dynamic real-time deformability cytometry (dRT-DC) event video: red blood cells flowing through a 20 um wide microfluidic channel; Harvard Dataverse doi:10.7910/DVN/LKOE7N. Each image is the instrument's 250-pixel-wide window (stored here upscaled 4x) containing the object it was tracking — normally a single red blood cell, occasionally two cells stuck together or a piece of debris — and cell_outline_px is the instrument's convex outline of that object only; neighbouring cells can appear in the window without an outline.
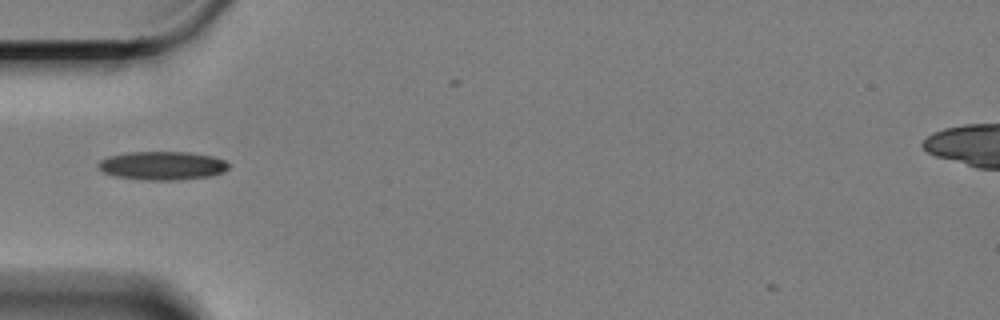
{"species": "Egyptian fruit bat (a non-hibernating species)", "species_latin": "Rousettus aegyptiacus", "temperature_condition": "cold", "stored_images_in_passage": 42, "camera_frame_rate_fps": 3000, "um_per_image_px": 0.085, "animal": {"sex": "female"}, "frame": {"image": 1, "passage_image": 2, "time_ms": 0.333, "image_size_px": [1000, 320], "cell_outline_px": [[228, 168], [224, 172], [212, 176], [180, 180], [140, 180], [116, 176], [104, 172], [96, 168], [96, 164], [100, 160], [108, 156], [128, 152], [188, 152], [212, 156], [224, 160], [228, 164]], "centroid_in_image_um": [13.77, 14.08], "position_along_channel_um": 71.2, "area_um2": 21.91}}
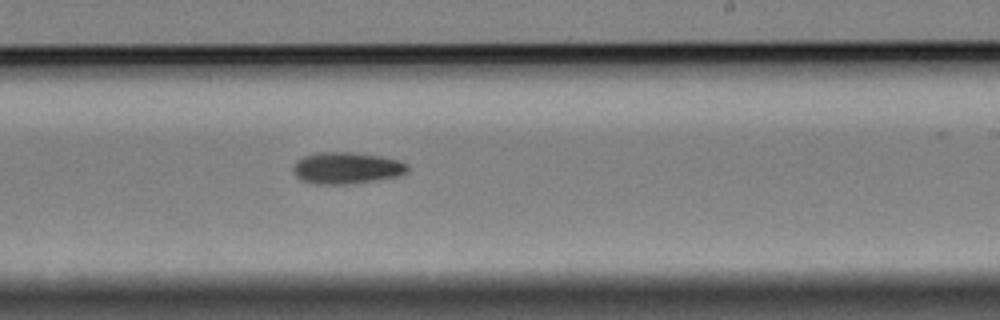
{"frame": {"image": 2, "passage_image": 19, "time_ms": 6.0, "image_size_px": [1000, 320], "cell_outline_px": [[408, 172], [400, 176], [356, 184], [312, 184], [300, 180], [296, 176], [292, 168], [304, 156], [324, 152], [352, 152], [380, 156], [396, 160], [408, 164]], "centroid_in_image_um": [29.5, 14.3], "position_along_channel_um": 259.5, "area_um2": 21.15}}
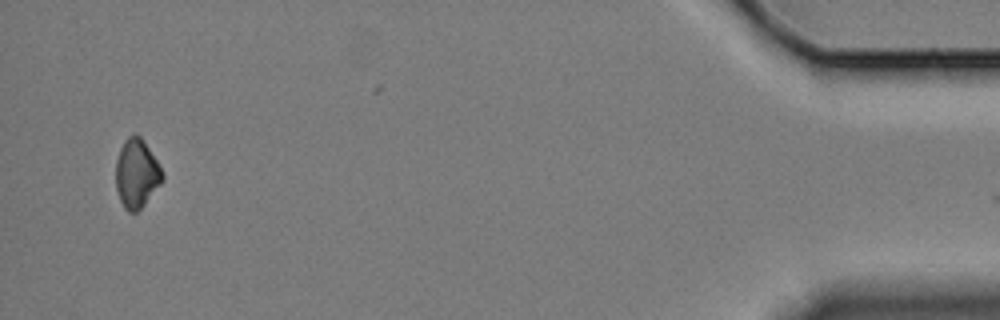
{"frame": {"image": 3, "passage_image": 41, "time_ms": 13.333, "image_size_px": [1000, 320], "cell_outline_px": [[164, 180], [144, 204], [136, 212], [128, 212], [124, 208], [120, 200], [116, 188], [116, 160], [120, 148], [124, 140], [128, 136], [140, 136], [156, 160], [164, 176]], "centroid_in_image_um": [11.6, 14.77], "position_along_channel_um": 423.6, "area_um2": 18.38}}